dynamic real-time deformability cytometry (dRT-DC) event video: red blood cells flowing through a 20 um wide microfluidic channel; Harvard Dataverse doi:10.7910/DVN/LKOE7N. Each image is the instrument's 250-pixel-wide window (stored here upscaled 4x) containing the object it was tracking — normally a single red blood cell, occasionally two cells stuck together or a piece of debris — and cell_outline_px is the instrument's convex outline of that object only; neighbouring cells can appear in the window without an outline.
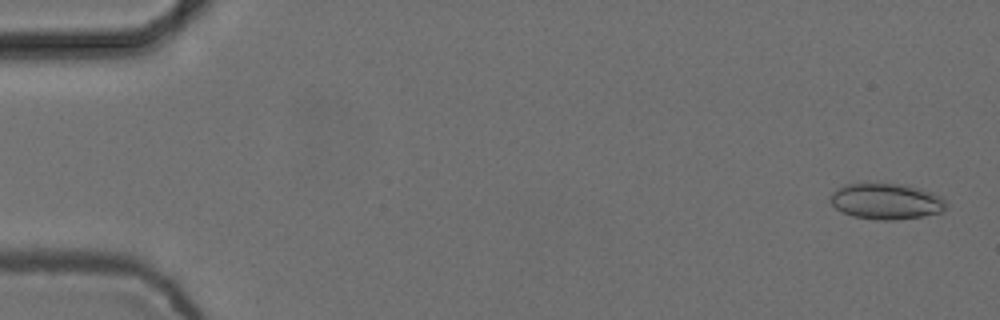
{"species": "common noctule bat (a hibernating species)", "species_latin": "Nyctalus noctula", "temperature_condition": "cold", "stored_images_in_passage": 5, "camera_frame_rate_fps": 3000, "um_per_image_px": 0.085, "animal": {"sex": "female", "body_mass_g": 24.6, "forearm_length_mm": 56.2}, "frame": {"image": 1, "passage_image": 1, "time_ms": 0.0, "image_size_px": [1000, 320], "cell_outline_px": [[948, 204], [940, 212], [924, 216], [896, 220], [876, 220], [852, 216], [836, 208], [832, 204], [832, 192], [836, 188], [844, 184], [908, 184], [932, 192], [940, 196]], "centroid_in_image_um": [75.35, 17.11], "position_along_channel_um": 9.7, "area_um2": 24.22}}